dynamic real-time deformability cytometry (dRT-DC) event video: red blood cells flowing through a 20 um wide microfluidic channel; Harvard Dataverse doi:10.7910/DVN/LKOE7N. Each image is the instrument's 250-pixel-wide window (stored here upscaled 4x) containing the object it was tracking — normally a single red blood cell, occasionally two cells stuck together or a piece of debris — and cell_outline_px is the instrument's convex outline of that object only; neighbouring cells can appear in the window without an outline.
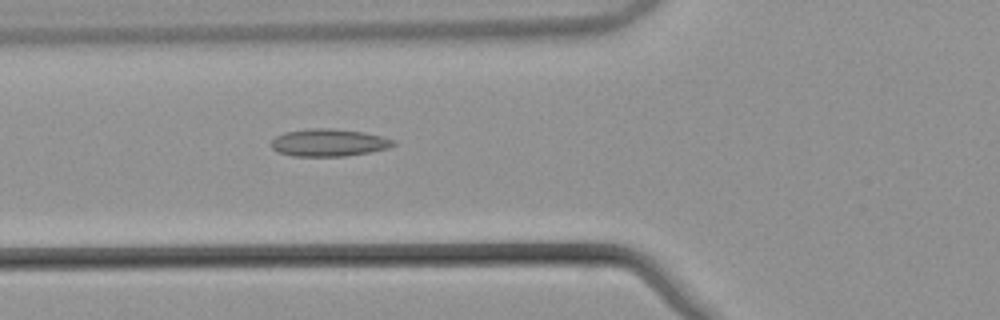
{"species": "common noctule bat (a hibernating species)", "species_latin": "Nyctalus noctula", "temperature_condition": "warm", "stored_images_in_passage": 53, "camera_frame_rate_fps": 3000, "um_per_image_px": 0.085, "animal": {"sex": "male", "body_mass_g": 21.5, "forearm_length_mm": 52.0}, "frame": {"image": 1, "passage_image": 20, "time_ms": 6.333, "image_size_px": [1000, 320], "cell_outline_px": [[396, 144], [388, 148], [368, 152], [344, 156], [292, 156], [276, 152], [272, 148], [272, 140], [276, 136], [284, 132], [312, 128], [332, 128], [364, 132], [396, 140]], "centroid_in_image_um": [27.93, 12.12], "position_along_channel_um": 97.9, "area_um2": 19.54}}
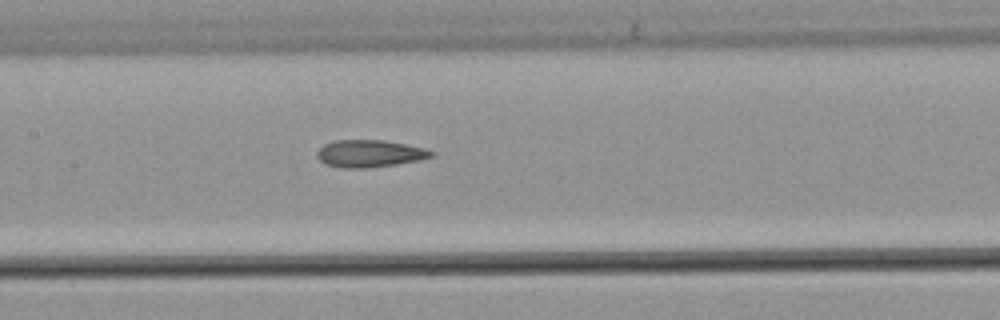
{"frame": {"image": 2, "passage_image": 26, "time_ms": 8.333, "image_size_px": [1000, 320], "cell_outline_px": [[436, 152], [432, 156], [420, 160], [396, 164], [364, 168], [340, 168], [328, 164], [320, 160], [316, 156], [316, 152], [324, 144], [332, 140], [384, 140], [424, 148]], "centroid_in_image_um": [31.4, 13.05], "position_along_channel_um": 176.0, "area_um2": 18.09}}
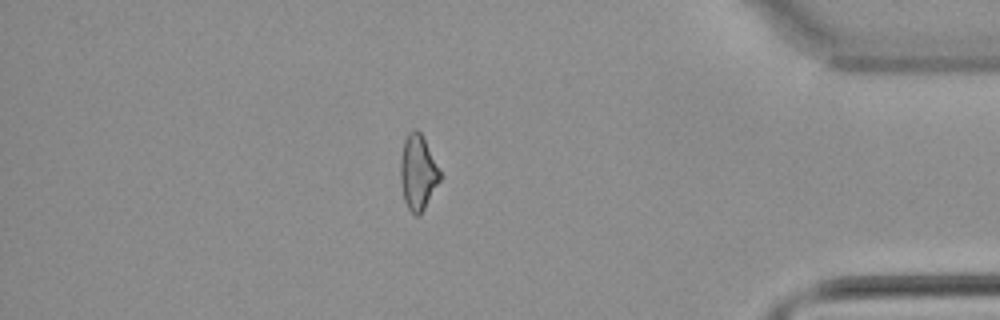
{"frame": {"image": 3, "passage_image": 46, "time_ms": 15.0, "image_size_px": [1000, 320], "cell_outline_px": [[440, 180], [420, 216], [416, 216], [408, 208], [404, 200], [400, 180], [400, 160], [404, 140], [408, 132], [412, 128], [416, 128], [420, 132], [440, 172]], "centroid_in_image_um": [35.49, 14.66], "position_along_channel_um": 399.7, "area_um2": 17.05}, "authors_computed_cell_mechanics": {"area_um2": 18.0914, "velocity_mm_per_s": 3.8806, "shape_relaxation_time_tau1_ms": null, "shape_relaxation_time_tau2_ms": 4.8531, "deformation_change_tau1": null, "deformation_change_tau2": 0.1561}}